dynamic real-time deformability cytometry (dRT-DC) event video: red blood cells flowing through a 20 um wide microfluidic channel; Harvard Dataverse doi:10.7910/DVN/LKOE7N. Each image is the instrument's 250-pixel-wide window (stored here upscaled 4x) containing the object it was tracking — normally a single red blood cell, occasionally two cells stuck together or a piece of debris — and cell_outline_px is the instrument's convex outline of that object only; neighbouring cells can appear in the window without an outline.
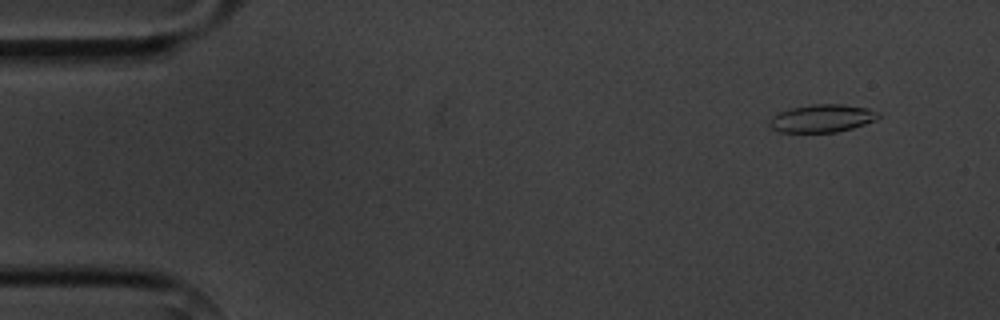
{"species": "common noctule bat (a hibernating species)", "species_latin": "Nyctalus noctula", "temperature_condition": "cold", "stored_images_in_passage": 4, "camera_frame_rate_fps": 3000, "um_per_image_px": 0.085, "animal": {"sex": "male", "body_mass_g": 20.1, "forearm_length_mm": 53.5}, "frame": {"image": 1, "passage_image": 2, "time_ms": 1.0, "image_size_px": [1000, 320], "cell_outline_px": [[880, 116], [876, 120], [852, 128], [836, 132], [780, 132], [772, 128], [768, 124], [768, 120], [772, 116], [780, 112], [792, 108], [812, 104], [844, 104], [868, 108], [880, 112]], "centroid_in_image_um": [69.89, 10.05], "position_along_channel_um": 15.1, "area_um2": 17.69}}